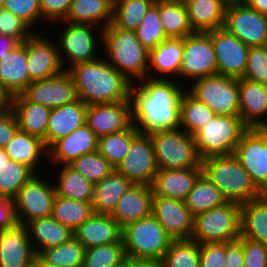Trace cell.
Masks as SVG:
<instances>
[{"label": "cell", "instance_id": "cell-1", "mask_svg": "<svg viewBox=\"0 0 267 267\" xmlns=\"http://www.w3.org/2000/svg\"><path fill=\"white\" fill-rule=\"evenodd\" d=\"M179 81L144 78L132 84V123L141 134L180 128V100L187 88Z\"/></svg>", "mask_w": 267, "mask_h": 267}, {"label": "cell", "instance_id": "cell-2", "mask_svg": "<svg viewBox=\"0 0 267 267\" xmlns=\"http://www.w3.org/2000/svg\"><path fill=\"white\" fill-rule=\"evenodd\" d=\"M77 97L87 106L130 100L132 82L104 58L81 62L68 68Z\"/></svg>", "mask_w": 267, "mask_h": 267}, {"label": "cell", "instance_id": "cell-3", "mask_svg": "<svg viewBox=\"0 0 267 267\" xmlns=\"http://www.w3.org/2000/svg\"><path fill=\"white\" fill-rule=\"evenodd\" d=\"M102 40L106 61L128 80L137 83L147 78L149 51L137 39L135 31L123 30L111 22L102 29Z\"/></svg>", "mask_w": 267, "mask_h": 267}, {"label": "cell", "instance_id": "cell-4", "mask_svg": "<svg viewBox=\"0 0 267 267\" xmlns=\"http://www.w3.org/2000/svg\"><path fill=\"white\" fill-rule=\"evenodd\" d=\"M201 167L202 173L227 201L242 204L263 194L233 153L206 158Z\"/></svg>", "mask_w": 267, "mask_h": 267}, {"label": "cell", "instance_id": "cell-5", "mask_svg": "<svg viewBox=\"0 0 267 267\" xmlns=\"http://www.w3.org/2000/svg\"><path fill=\"white\" fill-rule=\"evenodd\" d=\"M122 240L127 258L158 261L173 241L152 214L123 227Z\"/></svg>", "mask_w": 267, "mask_h": 267}, {"label": "cell", "instance_id": "cell-6", "mask_svg": "<svg viewBox=\"0 0 267 267\" xmlns=\"http://www.w3.org/2000/svg\"><path fill=\"white\" fill-rule=\"evenodd\" d=\"M248 129L239 115H214L193 135L200 159L234 153Z\"/></svg>", "mask_w": 267, "mask_h": 267}, {"label": "cell", "instance_id": "cell-7", "mask_svg": "<svg viewBox=\"0 0 267 267\" xmlns=\"http://www.w3.org/2000/svg\"><path fill=\"white\" fill-rule=\"evenodd\" d=\"M240 219L241 204L227 201L194 217L191 239L199 244L236 241L241 236Z\"/></svg>", "mask_w": 267, "mask_h": 267}, {"label": "cell", "instance_id": "cell-8", "mask_svg": "<svg viewBox=\"0 0 267 267\" xmlns=\"http://www.w3.org/2000/svg\"><path fill=\"white\" fill-rule=\"evenodd\" d=\"M158 170L201 167L194 136L183 129L165 130L150 135Z\"/></svg>", "mask_w": 267, "mask_h": 267}, {"label": "cell", "instance_id": "cell-9", "mask_svg": "<svg viewBox=\"0 0 267 267\" xmlns=\"http://www.w3.org/2000/svg\"><path fill=\"white\" fill-rule=\"evenodd\" d=\"M188 92L208 105L215 115H239L238 79L214 75L190 82Z\"/></svg>", "mask_w": 267, "mask_h": 267}, {"label": "cell", "instance_id": "cell-10", "mask_svg": "<svg viewBox=\"0 0 267 267\" xmlns=\"http://www.w3.org/2000/svg\"><path fill=\"white\" fill-rule=\"evenodd\" d=\"M61 26L65 27H61L64 29L61 31L56 43L58 46L60 61L64 70H67V61H65L66 58L70 63H68V67L70 68L75 64L93 61L102 57V54H98L100 52H98L97 49V47L101 45L100 42L103 41L101 39L102 30L98 33L96 29L93 28L97 26L91 24H74L69 22H64ZM96 33H98V35L100 34V38L98 37L97 39Z\"/></svg>", "mask_w": 267, "mask_h": 267}, {"label": "cell", "instance_id": "cell-11", "mask_svg": "<svg viewBox=\"0 0 267 267\" xmlns=\"http://www.w3.org/2000/svg\"><path fill=\"white\" fill-rule=\"evenodd\" d=\"M12 198L17 223L52 216L56 197L54 185L39 177L38 171ZM45 181V182H44Z\"/></svg>", "mask_w": 267, "mask_h": 267}, {"label": "cell", "instance_id": "cell-12", "mask_svg": "<svg viewBox=\"0 0 267 267\" xmlns=\"http://www.w3.org/2000/svg\"><path fill=\"white\" fill-rule=\"evenodd\" d=\"M217 75V59L207 32H194L183 38V57L179 78L195 80ZM190 79V80H189Z\"/></svg>", "mask_w": 267, "mask_h": 267}, {"label": "cell", "instance_id": "cell-13", "mask_svg": "<svg viewBox=\"0 0 267 267\" xmlns=\"http://www.w3.org/2000/svg\"><path fill=\"white\" fill-rule=\"evenodd\" d=\"M223 28L248 47L267 45V15L246 3L233 2L226 6Z\"/></svg>", "mask_w": 267, "mask_h": 267}, {"label": "cell", "instance_id": "cell-14", "mask_svg": "<svg viewBox=\"0 0 267 267\" xmlns=\"http://www.w3.org/2000/svg\"><path fill=\"white\" fill-rule=\"evenodd\" d=\"M233 154L256 187L267 193V128H249Z\"/></svg>", "mask_w": 267, "mask_h": 267}, {"label": "cell", "instance_id": "cell-15", "mask_svg": "<svg viewBox=\"0 0 267 267\" xmlns=\"http://www.w3.org/2000/svg\"><path fill=\"white\" fill-rule=\"evenodd\" d=\"M115 170L134 184L151 185L158 166L150 135L139 133L132 140L129 152Z\"/></svg>", "mask_w": 267, "mask_h": 267}, {"label": "cell", "instance_id": "cell-16", "mask_svg": "<svg viewBox=\"0 0 267 267\" xmlns=\"http://www.w3.org/2000/svg\"><path fill=\"white\" fill-rule=\"evenodd\" d=\"M214 46L217 75L240 79L244 77L250 47L223 27L207 32Z\"/></svg>", "mask_w": 267, "mask_h": 267}, {"label": "cell", "instance_id": "cell-17", "mask_svg": "<svg viewBox=\"0 0 267 267\" xmlns=\"http://www.w3.org/2000/svg\"><path fill=\"white\" fill-rule=\"evenodd\" d=\"M33 32L26 40L27 71L29 79L43 80L61 74V64L57 43Z\"/></svg>", "mask_w": 267, "mask_h": 267}, {"label": "cell", "instance_id": "cell-18", "mask_svg": "<svg viewBox=\"0 0 267 267\" xmlns=\"http://www.w3.org/2000/svg\"><path fill=\"white\" fill-rule=\"evenodd\" d=\"M22 94L29 101L51 109L78 99L73 77L67 70L54 77L31 82Z\"/></svg>", "mask_w": 267, "mask_h": 267}, {"label": "cell", "instance_id": "cell-19", "mask_svg": "<svg viewBox=\"0 0 267 267\" xmlns=\"http://www.w3.org/2000/svg\"><path fill=\"white\" fill-rule=\"evenodd\" d=\"M152 215L173 240L191 239L194 216L183 200L153 196Z\"/></svg>", "mask_w": 267, "mask_h": 267}, {"label": "cell", "instance_id": "cell-20", "mask_svg": "<svg viewBox=\"0 0 267 267\" xmlns=\"http://www.w3.org/2000/svg\"><path fill=\"white\" fill-rule=\"evenodd\" d=\"M86 124L97 137L128 129L133 124L131 101L87 106Z\"/></svg>", "mask_w": 267, "mask_h": 267}, {"label": "cell", "instance_id": "cell-21", "mask_svg": "<svg viewBox=\"0 0 267 267\" xmlns=\"http://www.w3.org/2000/svg\"><path fill=\"white\" fill-rule=\"evenodd\" d=\"M36 256L27 225L0 231V267H33Z\"/></svg>", "mask_w": 267, "mask_h": 267}, {"label": "cell", "instance_id": "cell-22", "mask_svg": "<svg viewBox=\"0 0 267 267\" xmlns=\"http://www.w3.org/2000/svg\"><path fill=\"white\" fill-rule=\"evenodd\" d=\"M239 117L248 128H267V85L238 79Z\"/></svg>", "mask_w": 267, "mask_h": 267}, {"label": "cell", "instance_id": "cell-23", "mask_svg": "<svg viewBox=\"0 0 267 267\" xmlns=\"http://www.w3.org/2000/svg\"><path fill=\"white\" fill-rule=\"evenodd\" d=\"M97 148L98 137L84 124L68 136L55 141L48 148V160L59 166L68 165L84 154L96 152Z\"/></svg>", "mask_w": 267, "mask_h": 267}, {"label": "cell", "instance_id": "cell-24", "mask_svg": "<svg viewBox=\"0 0 267 267\" xmlns=\"http://www.w3.org/2000/svg\"><path fill=\"white\" fill-rule=\"evenodd\" d=\"M201 173L202 167L158 170L150 185L153 196L184 201Z\"/></svg>", "mask_w": 267, "mask_h": 267}, {"label": "cell", "instance_id": "cell-25", "mask_svg": "<svg viewBox=\"0 0 267 267\" xmlns=\"http://www.w3.org/2000/svg\"><path fill=\"white\" fill-rule=\"evenodd\" d=\"M182 57L183 38L168 37L149 51L147 78L165 80L171 78L172 80L174 77V80L179 79ZM152 71H154L153 74ZM154 74H156L155 78ZM158 75H160V77Z\"/></svg>", "mask_w": 267, "mask_h": 267}, {"label": "cell", "instance_id": "cell-26", "mask_svg": "<svg viewBox=\"0 0 267 267\" xmlns=\"http://www.w3.org/2000/svg\"><path fill=\"white\" fill-rule=\"evenodd\" d=\"M152 188L146 184H133L121 196L111 217L121 228L152 214Z\"/></svg>", "mask_w": 267, "mask_h": 267}, {"label": "cell", "instance_id": "cell-27", "mask_svg": "<svg viewBox=\"0 0 267 267\" xmlns=\"http://www.w3.org/2000/svg\"><path fill=\"white\" fill-rule=\"evenodd\" d=\"M86 109L87 105L79 98L72 103L52 108L45 137L46 148L86 124Z\"/></svg>", "mask_w": 267, "mask_h": 267}, {"label": "cell", "instance_id": "cell-28", "mask_svg": "<svg viewBox=\"0 0 267 267\" xmlns=\"http://www.w3.org/2000/svg\"><path fill=\"white\" fill-rule=\"evenodd\" d=\"M85 249L117 243L122 240V228L109 214H92L73 231Z\"/></svg>", "mask_w": 267, "mask_h": 267}, {"label": "cell", "instance_id": "cell-29", "mask_svg": "<svg viewBox=\"0 0 267 267\" xmlns=\"http://www.w3.org/2000/svg\"><path fill=\"white\" fill-rule=\"evenodd\" d=\"M32 81L27 71L25 41L0 56V86L10 96L21 94Z\"/></svg>", "mask_w": 267, "mask_h": 267}, {"label": "cell", "instance_id": "cell-30", "mask_svg": "<svg viewBox=\"0 0 267 267\" xmlns=\"http://www.w3.org/2000/svg\"><path fill=\"white\" fill-rule=\"evenodd\" d=\"M19 130L40 138L45 144L51 108L29 101L22 93L10 97Z\"/></svg>", "mask_w": 267, "mask_h": 267}, {"label": "cell", "instance_id": "cell-31", "mask_svg": "<svg viewBox=\"0 0 267 267\" xmlns=\"http://www.w3.org/2000/svg\"><path fill=\"white\" fill-rule=\"evenodd\" d=\"M134 183L113 170L107 177L94 184L92 208L95 214L111 215L117 203Z\"/></svg>", "mask_w": 267, "mask_h": 267}, {"label": "cell", "instance_id": "cell-32", "mask_svg": "<svg viewBox=\"0 0 267 267\" xmlns=\"http://www.w3.org/2000/svg\"><path fill=\"white\" fill-rule=\"evenodd\" d=\"M194 32H208L224 25L227 4L222 0H184Z\"/></svg>", "mask_w": 267, "mask_h": 267}, {"label": "cell", "instance_id": "cell-33", "mask_svg": "<svg viewBox=\"0 0 267 267\" xmlns=\"http://www.w3.org/2000/svg\"><path fill=\"white\" fill-rule=\"evenodd\" d=\"M27 229L37 255L44 249L59 246L74 237L70 228L62 225L52 216L30 221Z\"/></svg>", "mask_w": 267, "mask_h": 267}, {"label": "cell", "instance_id": "cell-34", "mask_svg": "<svg viewBox=\"0 0 267 267\" xmlns=\"http://www.w3.org/2000/svg\"><path fill=\"white\" fill-rule=\"evenodd\" d=\"M114 0H73L63 22L91 24L104 29L112 22ZM104 24V25H103Z\"/></svg>", "mask_w": 267, "mask_h": 267}, {"label": "cell", "instance_id": "cell-35", "mask_svg": "<svg viewBox=\"0 0 267 267\" xmlns=\"http://www.w3.org/2000/svg\"><path fill=\"white\" fill-rule=\"evenodd\" d=\"M241 236L267 246V193L241 204Z\"/></svg>", "mask_w": 267, "mask_h": 267}, {"label": "cell", "instance_id": "cell-36", "mask_svg": "<svg viewBox=\"0 0 267 267\" xmlns=\"http://www.w3.org/2000/svg\"><path fill=\"white\" fill-rule=\"evenodd\" d=\"M4 149L9 159L27 165L34 172L41 167L38 164L39 159L45 157L47 160L48 157V149L40 138L19 129Z\"/></svg>", "mask_w": 267, "mask_h": 267}, {"label": "cell", "instance_id": "cell-37", "mask_svg": "<svg viewBox=\"0 0 267 267\" xmlns=\"http://www.w3.org/2000/svg\"><path fill=\"white\" fill-rule=\"evenodd\" d=\"M184 202L195 217L200 213L222 206L227 200L222 196L220 190L201 173Z\"/></svg>", "mask_w": 267, "mask_h": 267}, {"label": "cell", "instance_id": "cell-38", "mask_svg": "<svg viewBox=\"0 0 267 267\" xmlns=\"http://www.w3.org/2000/svg\"><path fill=\"white\" fill-rule=\"evenodd\" d=\"M159 19L167 37L184 38L194 33L184 1L158 2Z\"/></svg>", "mask_w": 267, "mask_h": 267}, {"label": "cell", "instance_id": "cell-39", "mask_svg": "<svg viewBox=\"0 0 267 267\" xmlns=\"http://www.w3.org/2000/svg\"><path fill=\"white\" fill-rule=\"evenodd\" d=\"M56 179L54 188L57 196L92 202L94 185L69 165H60V172Z\"/></svg>", "mask_w": 267, "mask_h": 267}, {"label": "cell", "instance_id": "cell-40", "mask_svg": "<svg viewBox=\"0 0 267 267\" xmlns=\"http://www.w3.org/2000/svg\"><path fill=\"white\" fill-rule=\"evenodd\" d=\"M215 113L185 90L180 100V129L194 135Z\"/></svg>", "mask_w": 267, "mask_h": 267}, {"label": "cell", "instance_id": "cell-41", "mask_svg": "<svg viewBox=\"0 0 267 267\" xmlns=\"http://www.w3.org/2000/svg\"><path fill=\"white\" fill-rule=\"evenodd\" d=\"M139 133L132 124L124 131L99 136L97 151L116 168L129 152L132 140Z\"/></svg>", "mask_w": 267, "mask_h": 267}, {"label": "cell", "instance_id": "cell-42", "mask_svg": "<svg viewBox=\"0 0 267 267\" xmlns=\"http://www.w3.org/2000/svg\"><path fill=\"white\" fill-rule=\"evenodd\" d=\"M92 214L94 212L91 202L72 200L57 195L55 197L52 217L72 231Z\"/></svg>", "mask_w": 267, "mask_h": 267}, {"label": "cell", "instance_id": "cell-43", "mask_svg": "<svg viewBox=\"0 0 267 267\" xmlns=\"http://www.w3.org/2000/svg\"><path fill=\"white\" fill-rule=\"evenodd\" d=\"M154 0H114L112 23L123 30L135 31Z\"/></svg>", "mask_w": 267, "mask_h": 267}, {"label": "cell", "instance_id": "cell-44", "mask_svg": "<svg viewBox=\"0 0 267 267\" xmlns=\"http://www.w3.org/2000/svg\"><path fill=\"white\" fill-rule=\"evenodd\" d=\"M85 247L75 237L59 246L42 250L38 256L57 267H82Z\"/></svg>", "mask_w": 267, "mask_h": 267}, {"label": "cell", "instance_id": "cell-45", "mask_svg": "<svg viewBox=\"0 0 267 267\" xmlns=\"http://www.w3.org/2000/svg\"><path fill=\"white\" fill-rule=\"evenodd\" d=\"M35 174L27 165L9 159L0 167V194L12 199Z\"/></svg>", "mask_w": 267, "mask_h": 267}, {"label": "cell", "instance_id": "cell-46", "mask_svg": "<svg viewBox=\"0 0 267 267\" xmlns=\"http://www.w3.org/2000/svg\"><path fill=\"white\" fill-rule=\"evenodd\" d=\"M162 263L164 267H200V244L192 239L173 240Z\"/></svg>", "mask_w": 267, "mask_h": 267}, {"label": "cell", "instance_id": "cell-47", "mask_svg": "<svg viewBox=\"0 0 267 267\" xmlns=\"http://www.w3.org/2000/svg\"><path fill=\"white\" fill-rule=\"evenodd\" d=\"M127 257L123 240L85 249L82 267H119Z\"/></svg>", "mask_w": 267, "mask_h": 267}, {"label": "cell", "instance_id": "cell-48", "mask_svg": "<svg viewBox=\"0 0 267 267\" xmlns=\"http://www.w3.org/2000/svg\"><path fill=\"white\" fill-rule=\"evenodd\" d=\"M159 18L158 2H155L148 9L140 25L135 30L137 39L148 51L168 38Z\"/></svg>", "mask_w": 267, "mask_h": 267}, {"label": "cell", "instance_id": "cell-49", "mask_svg": "<svg viewBox=\"0 0 267 267\" xmlns=\"http://www.w3.org/2000/svg\"><path fill=\"white\" fill-rule=\"evenodd\" d=\"M93 185L107 177L115 168L98 151L84 154L68 164Z\"/></svg>", "mask_w": 267, "mask_h": 267}, {"label": "cell", "instance_id": "cell-50", "mask_svg": "<svg viewBox=\"0 0 267 267\" xmlns=\"http://www.w3.org/2000/svg\"><path fill=\"white\" fill-rule=\"evenodd\" d=\"M243 78L267 85V45L250 47Z\"/></svg>", "mask_w": 267, "mask_h": 267}, {"label": "cell", "instance_id": "cell-51", "mask_svg": "<svg viewBox=\"0 0 267 267\" xmlns=\"http://www.w3.org/2000/svg\"><path fill=\"white\" fill-rule=\"evenodd\" d=\"M4 9L24 21L31 29L43 21L39 0H5Z\"/></svg>", "mask_w": 267, "mask_h": 267}, {"label": "cell", "instance_id": "cell-52", "mask_svg": "<svg viewBox=\"0 0 267 267\" xmlns=\"http://www.w3.org/2000/svg\"><path fill=\"white\" fill-rule=\"evenodd\" d=\"M0 33L24 42L32 33V29L10 11L0 9Z\"/></svg>", "mask_w": 267, "mask_h": 267}, {"label": "cell", "instance_id": "cell-53", "mask_svg": "<svg viewBox=\"0 0 267 267\" xmlns=\"http://www.w3.org/2000/svg\"><path fill=\"white\" fill-rule=\"evenodd\" d=\"M242 243L244 267H267V246L246 237L238 239Z\"/></svg>", "mask_w": 267, "mask_h": 267}, {"label": "cell", "instance_id": "cell-54", "mask_svg": "<svg viewBox=\"0 0 267 267\" xmlns=\"http://www.w3.org/2000/svg\"><path fill=\"white\" fill-rule=\"evenodd\" d=\"M73 0H39L41 14L45 23H63ZM58 22V23H57Z\"/></svg>", "mask_w": 267, "mask_h": 267}, {"label": "cell", "instance_id": "cell-55", "mask_svg": "<svg viewBox=\"0 0 267 267\" xmlns=\"http://www.w3.org/2000/svg\"><path fill=\"white\" fill-rule=\"evenodd\" d=\"M224 258L225 242L200 244V267H223Z\"/></svg>", "mask_w": 267, "mask_h": 267}, {"label": "cell", "instance_id": "cell-56", "mask_svg": "<svg viewBox=\"0 0 267 267\" xmlns=\"http://www.w3.org/2000/svg\"><path fill=\"white\" fill-rule=\"evenodd\" d=\"M19 129L17 118L9 107L0 113V147L4 148Z\"/></svg>", "mask_w": 267, "mask_h": 267}, {"label": "cell", "instance_id": "cell-57", "mask_svg": "<svg viewBox=\"0 0 267 267\" xmlns=\"http://www.w3.org/2000/svg\"><path fill=\"white\" fill-rule=\"evenodd\" d=\"M225 261L223 267H244L242 243L239 240L225 242Z\"/></svg>", "mask_w": 267, "mask_h": 267}, {"label": "cell", "instance_id": "cell-58", "mask_svg": "<svg viewBox=\"0 0 267 267\" xmlns=\"http://www.w3.org/2000/svg\"><path fill=\"white\" fill-rule=\"evenodd\" d=\"M17 223L12 199L0 194V231Z\"/></svg>", "mask_w": 267, "mask_h": 267}, {"label": "cell", "instance_id": "cell-59", "mask_svg": "<svg viewBox=\"0 0 267 267\" xmlns=\"http://www.w3.org/2000/svg\"><path fill=\"white\" fill-rule=\"evenodd\" d=\"M20 43L21 42L14 37L1 35L0 36V56L9 54Z\"/></svg>", "mask_w": 267, "mask_h": 267}, {"label": "cell", "instance_id": "cell-60", "mask_svg": "<svg viewBox=\"0 0 267 267\" xmlns=\"http://www.w3.org/2000/svg\"><path fill=\"white\" fill-rule=\"evenodd\" d=\"M128 267H164L158 260H135L128 258Z\"/></svg>", "mask_w": 267, "mask_h": 267}, {"label": "cell", "instance_id": "cell-61", "mask_svg": "<svg viewBox=\"0 0 267 267\" xmlns=\"http://www.w3.org/2000/svg\"><path fill=\"white\" fill-rule=\"evenodd\" d=\"M246 4L259 13L267 15V0H248Z\"/></svg>", "mask_w": 267, "mask_h": 267}, {"label": "cell", "instance_id": "cell-62", "mask_svg": "<svg viewBox=\"0 0 267 267\" xmlns=\"http://www.w3.org/2000/svg\"><path fill=\"white\" fill-rule=\"evenodd\" d=\"M10 107V96L0 86V113Z\"/></svg>", "mask_w": 267, "mask_h": 267}, {"label": "cell", "instance_id": "cell-63", "mask_svg": "<svg viewBox=\"0 0 267 267\" xmlns=\"http://www.w3.org/2000/svg\"><path fill=\"white\" fill-rule=\"evenodd\" d=\"M33 267H57L52 264L44 262L38 255L35 258L34 266Z\"/></svg>", "mask_w": 267, "mask_h": 267}, {"label": "cell", "instance_id": "cell-64", "mask_svg": "<svg viewBox=\"0 0 267 267\" xmlns=\"http://www.w3.org/2000/svg\"><path fill=\"white\" fill-rule=\"evenodd\" d=\"M9 160L4 148L0 147V167Z\"/></svg>", "mask_w": 267, "mask_h": 267}, {"label": "cell", "instance_id": "cell-65", "mask_svg": "<svg viewBox=\"0 0 267 267\" xmlns=\"http://www.w3.org/2000/svg\"><path fill=\"white\" fill-rule=\"evenodd\" d=\"M155 2H165V1H184V0H154Z\"/></svg>", "mask_w": 267, "mask_h": 267}, {"label": "cell", "instance_id": "cell-66", "mask_svg": "<svg viewBox=\"0 0 267 267\" xmlns=\"http://www.w3.org/2000/svg\"><path fill=\"white\" fill-rule=\"evenodd\" d=\"M222 1H224L227 5L235 2V0H222Z\"/></svg>", "mask_w": 267, "mask_h": 267}, {"label": "cell", "instance_id": "cell-67", "mask_svg": "<svg viewBox=\"0 0 267 267\" xmlns=\"http://www.w3.org/2000/svg\"><path fill=\"white\" fill-rule=\"evenodd\" d=\"M119 267H128V258L126 259L125 263H123Z\"/></svg>", "mask_w": 267, "mask_h": 267}, {"label": "cell", "instance_id": "cell-68", "mask_svg": "<svg viewBox=\"0 0 267 267\" xmlns=\"http://www.w3.org/2000/svg\"><path fill=\"white\" fill-rule=\"evenodd\" d=\"M248 0H235L237 3H246Z\"/></svg>", "mask_w": 267, "mask_h": 267}, {"label": "cell", "instance_id": "cell-69", "mask_svg": "<svg viewBox=\"0 0 267 267\" xmlns=\"http://www.w3.org/2000/svg\"><path fill=\"white\" fill-rule=\"evenodd\" d=\"M4 1L5 0H0V9H2L4 7Z\"/></svg>", "mask_w": 267, "mask_h": 267}]
</instances>
